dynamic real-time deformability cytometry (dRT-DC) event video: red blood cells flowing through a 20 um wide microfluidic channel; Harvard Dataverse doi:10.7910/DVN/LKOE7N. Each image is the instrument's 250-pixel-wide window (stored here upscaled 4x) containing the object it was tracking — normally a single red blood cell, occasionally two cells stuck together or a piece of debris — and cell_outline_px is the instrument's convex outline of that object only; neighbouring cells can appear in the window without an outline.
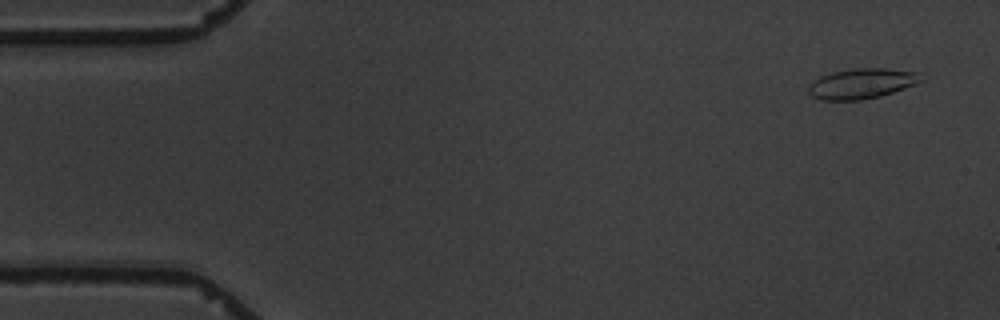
{"species": "common noctule bat (a hibernating species)", "species_latin": "Nyctalus noctula", "temperature_condition": "warm", "stored_images_in_passage": 9, "camera_frame_rate_fps": 3000, "um_per_image_px": 0.085, "animal": {"sex": "male", "body_mass_g": 19.5, "forearm_length_mm": 54.6}, "frame": {"image": 1, "passage_image": 1, "time_ms": 0.0, "image_size_px": [1000, 320], "cell_outline_px": [[928, 76], [924, 80], [916, 84], [880, 96], [860, 100], [820, 100], [812, 96], [808, 92], [808, 84], [812, 80], [820, 76], [832, 72], [852, 68], [884, 68], [916, 72]], "centroid_in_image_um": [73.25, 7.09], "position_along_channel_um": 11.7, "area_um2": 20.11}}
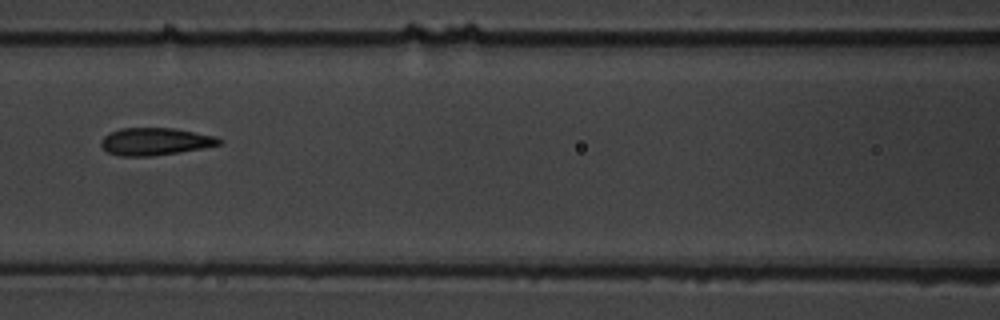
{"frame": {"image": 2, "passage_image": 7, "time_ms": 7.333, "image_size_px": [1000, 320], "cell_outline_px": [[224, 140], [220, 144], [204, 148], [180, 152], [152, 156], [120, 156], [108, 152], [100, 144], [100, 140], [108, 132], [120, 128], [176, 128], [216, 136]], "centroid_in_image_um": [13.2, 12.02], "position_along_channel_um": 153.4, "area_um2": 19.07}}
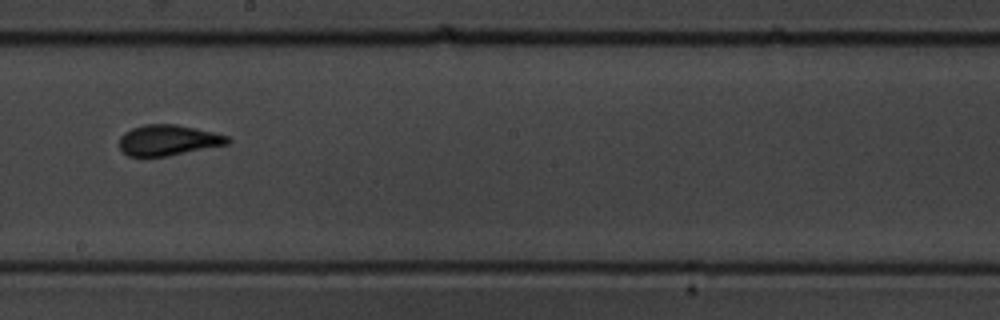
{"frame": {"image": 3, "passage_image": 9, "time_ms": 9.667, "image_size_px": [1000, 320], "cell_outline_px": [[232, 140], [228, 144], [168, 156], [128, 156], [120, 148], [120, 136], [124, 132], [132, 128], [144, 124], [176, 124], [196, 128], [228, 136]], "centroid_in_image_um": [14.3, 11.91], "position_along_channel_um": 233.9, "area_um2": 19.31}}